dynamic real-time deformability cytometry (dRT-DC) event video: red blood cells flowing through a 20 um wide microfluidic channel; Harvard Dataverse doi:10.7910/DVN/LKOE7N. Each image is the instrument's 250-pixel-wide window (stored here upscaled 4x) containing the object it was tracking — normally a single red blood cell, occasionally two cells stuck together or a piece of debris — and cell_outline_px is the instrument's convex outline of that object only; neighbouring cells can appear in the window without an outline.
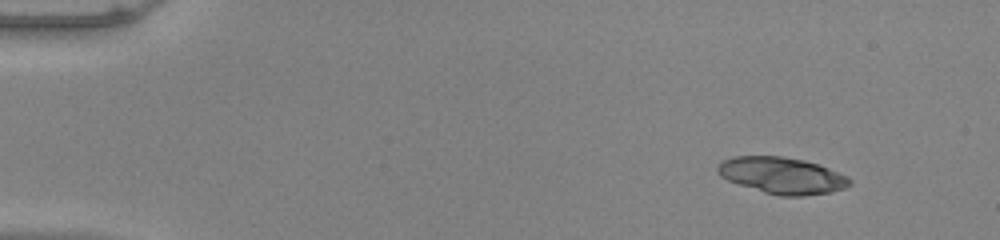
{"species": "common noctule bat (a hibernating species)", "species_latin": "Nyctalus noctula", "temperature_condition": "warm", "stored_images_in_passage": 47, "camera_frame_rate_fps": 3000, "um_per_image_px": 0.085, "animal": {"sex": "male", "body_mass_g": 20.0, "forearm_length_mm": 53.3}, "frame": {"image": 1, "passage_image": 1, "time_ms": 0.0, "image_size_px": [1000, 240], "cell_outline_px": [[852, 184], [844, 188], [832, 192], [804, 196], [780, 196], [764, 192], [728, 180], [720, 176], [716, 172], [716, 168], [720, 160], [732, 156], [780, 156], [804, 160], [828, 168], [848, 176], [852, 180]], "centroid_in_image_um": [66.46, 14.91], "position_along_channel_um": 18.5, "area_um2": 28.21}}